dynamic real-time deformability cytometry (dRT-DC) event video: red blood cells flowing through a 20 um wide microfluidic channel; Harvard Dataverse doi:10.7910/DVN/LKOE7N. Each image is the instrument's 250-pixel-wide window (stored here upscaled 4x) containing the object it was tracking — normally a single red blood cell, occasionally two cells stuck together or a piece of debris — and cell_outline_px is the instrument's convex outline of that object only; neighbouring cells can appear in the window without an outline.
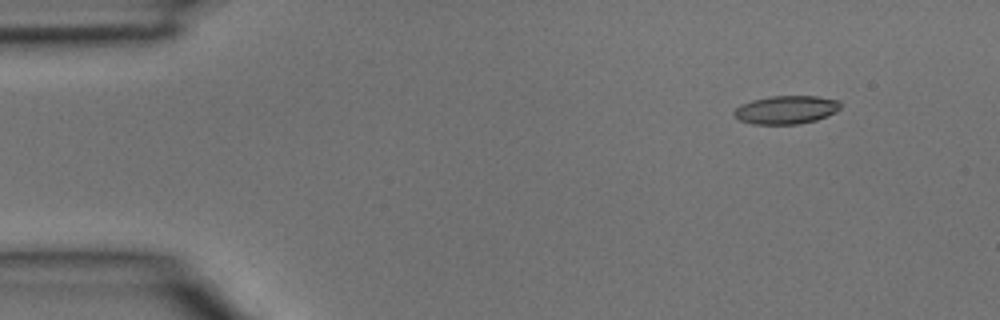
{"species": "common noctule bat (a hibernating species)", "species_latin": "Nyctalus noctula", "temperature_condition": "room temperature", "stored_images_in_passage": 4, "camera_frame_rate_fps": 3000, "um_per_image_px": 0.085, "animal": {"sex": "male", "body_mass_g": 15.6}, "frame": {"image": 1, "passage_image": 1, "time_ms": 0.0, "image_size_px": [1000, 320], "cell_outline_px": [[840, 108], [836, 112], [816, 120], [796, 124], [752, 124], [740, 120], [732, 112], [740, 104], [752, 100], [772, 96], [816, 96], [840, 100]], "centroid_in_image_um": [66.82, 9.32], "position_along_channel_um": 18.2, "area_um2": 17.51}}